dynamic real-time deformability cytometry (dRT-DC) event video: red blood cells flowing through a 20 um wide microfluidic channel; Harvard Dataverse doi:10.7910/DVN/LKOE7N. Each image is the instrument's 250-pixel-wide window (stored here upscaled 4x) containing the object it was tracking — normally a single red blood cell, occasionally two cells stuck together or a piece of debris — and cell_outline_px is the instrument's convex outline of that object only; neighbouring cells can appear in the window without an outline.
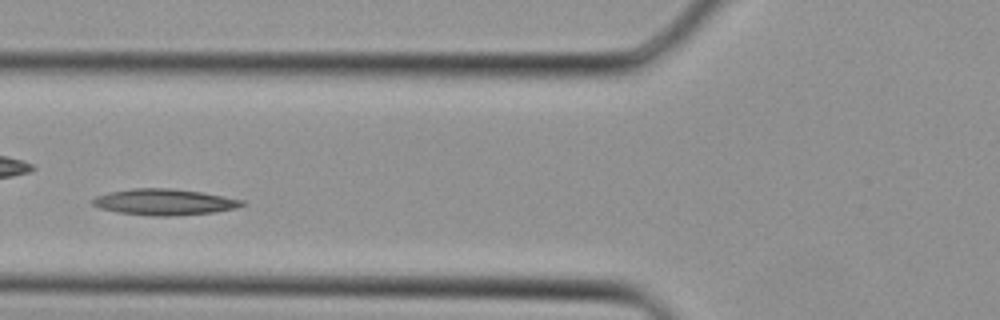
{"species": "Egyptian fruit bat (a non-hibernating species)", "species_latin": "Rousettus aegyptiacus", "temperature_condition": "cold", "stored_images_in_passage": 27, "camera_frame_rate_fps": 3000, "um_per_image_px": 0.085, "animal": {"sex": "female"}, "frame": {"image": 1, "passage_image": 5, "time_ms": 1.333, "image_size_px": [1000, 320], "cell_outline_px": [[248, 204], [236, 208], [216, 212], [172, 216], [152, 216], [116, 212], [100, 208], [92, 204], [92, 200], [96, 196], [108, 192], [132, 188], [172, 188], [200, 192], [244, 200]], "centroid_in_image_um": [13.97, 17.17], "position_along_channel_um": 111.8, "area_um2": 22.89}}
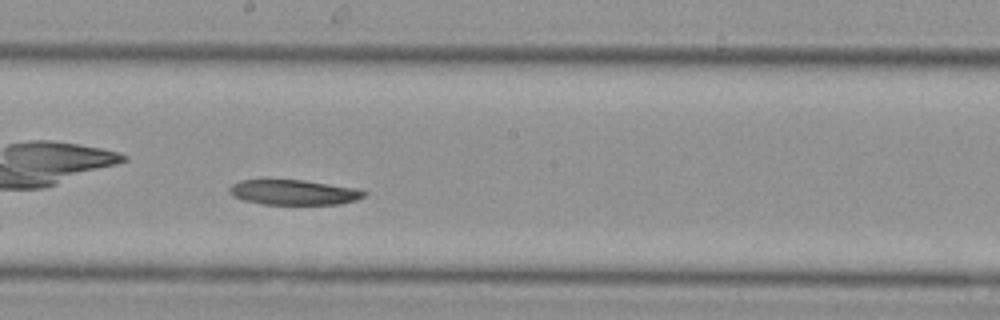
{"frame": {"image": 2, "passage_image": 11, "time_ms": 3.333, "image_size_px": [1000, 320], "cell_outline_px": [[368, 192], [364, 196], [356, 200], [340, 204], [264, 204], [244, 200], [232, 196], [228, 192], [228, 188], [232, 184], [240, 180], [304, 180], [356, 188]], "centroid_in_image_um": [24.96, 16.34], "position_along_channel_um": 223.2, "area_um2": 19.65}}
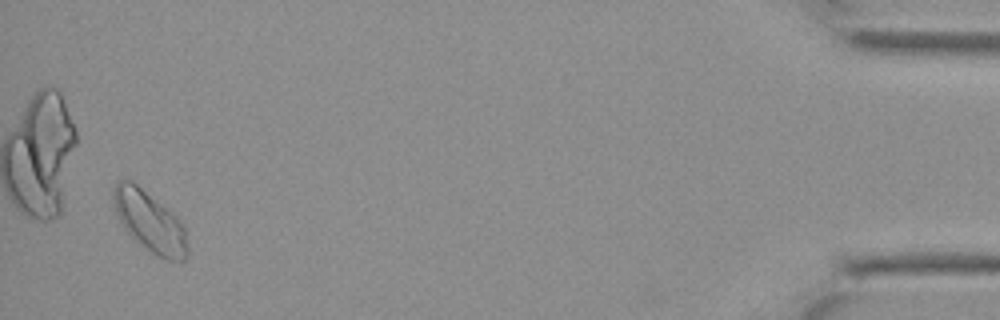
{"frame": {"image": 3, "passage_image": 26, "time_ms": 8.333, "image_size_px": [1000, 320], "cell_outline_px": [[188, 256], [184, 260], [168, 260], [144, 248], [124, 228], [116, 212], [112, 200], [112, 188], [116, 180], [132, 180], [176, 216], [184, 228], [188, 248]], "centroid_in_image_um": [12.7, 18.81], "position_along_channel_um": 422.5, "area_um2": 25.84}}